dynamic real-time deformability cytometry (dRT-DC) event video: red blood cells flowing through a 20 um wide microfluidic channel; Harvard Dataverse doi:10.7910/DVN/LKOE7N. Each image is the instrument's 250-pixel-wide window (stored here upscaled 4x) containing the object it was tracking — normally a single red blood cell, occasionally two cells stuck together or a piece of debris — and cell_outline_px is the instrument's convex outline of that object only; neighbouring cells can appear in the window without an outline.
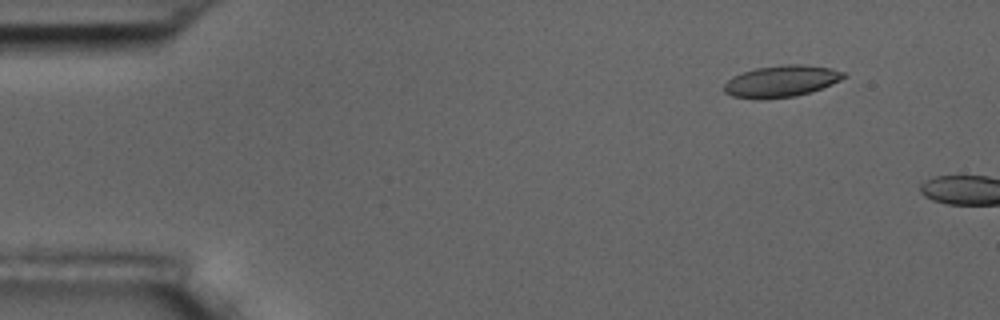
{"species": "common noctule bat (a hibernating species)", "species_latin": "Nyctalus noctula", "temperature_condition": "room temperature", "stored_images_in_passage": 3, "camera_frame_rate_fps": 3000, "um_per_image_px": 0.085, "animal": {"sex": "male", "body_mass_g": 17.5, "forearm_length_mm": 52.3}, "frame": {"image": 1, "passage_image": 2, "time_ms": 1.0, "image_size_px": [1000, 320], "cell_outline_px": [[848, 76], [832, 84], [812, 92], [796, 96], [760, 100], [732, 96], [724, 92], [724, 84], [732, 76], [756, 68], [784, 64], [804, 64], [832, 68], [844, 72]], "centroid_in_image_um": [66.43, 6.91], "position_along_channel_um": 18.6, "area_um2": 22.31}}